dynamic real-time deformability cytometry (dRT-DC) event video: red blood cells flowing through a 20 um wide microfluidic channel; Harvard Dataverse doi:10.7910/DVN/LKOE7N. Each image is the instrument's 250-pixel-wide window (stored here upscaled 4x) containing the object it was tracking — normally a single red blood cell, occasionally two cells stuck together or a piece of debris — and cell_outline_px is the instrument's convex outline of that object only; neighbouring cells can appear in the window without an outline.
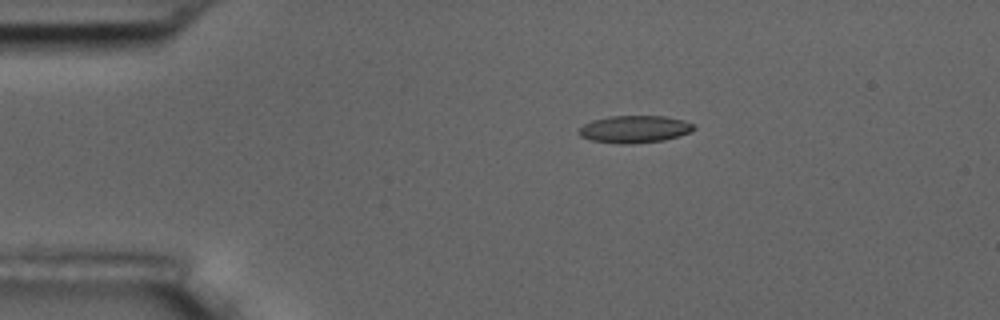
{"species": "common noctule bat (a hibernating species)", "species_latin": "Nyctalus noctula", "temperature_condition": "room temperature", "stored_images_in_passage": 7, "camera_frame_rate_fps": 3000, "um_per_image_px": 0.085, "animal": {"sex": "male", "body_mass_g": 17.5, "forearm_length_mm": 52.3}, "frame": {"image": 1, "passage_image": 3, "time_ms": 3.333, "image_size_px": [1000, 320], "cell_outline_px": [[696, 128], [692, 132], [664, 140], [632, 144], [620, 144], [592, 140], [580, 136], [576, 132], [584, 124], [592, 120], [608, 116], [664, 116], [684, 120], [696, 124]], "centroid_in_image_um": [53.96, 10.98], "position_along_channel_um": 31.0, "area_um2": 18.5}}
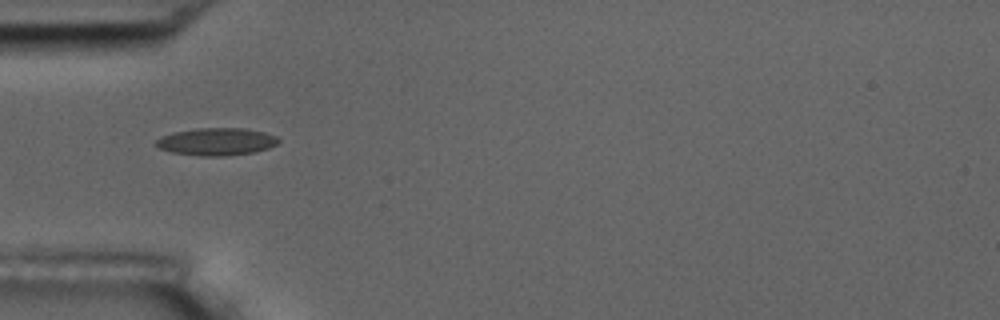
{"frame": {"image": 2, "passage_image": 5, "time_ms": 5.667, "image_size_px": [1000, 320], "cell_outline_px": [[280, 140], [276, 144], [268, 148], [256, 152], [228, 156], [200, 156], [172, 152], [160, 148], [156, 144], [156, 140], [160, 136], [172, 132], [196, 128], [244, 128], [264, 132], [276, 136]], "centroid_in_image_um": [18.4, 12.04], "position_along_channel_um": 66.6, "area_um2": 19.71}}